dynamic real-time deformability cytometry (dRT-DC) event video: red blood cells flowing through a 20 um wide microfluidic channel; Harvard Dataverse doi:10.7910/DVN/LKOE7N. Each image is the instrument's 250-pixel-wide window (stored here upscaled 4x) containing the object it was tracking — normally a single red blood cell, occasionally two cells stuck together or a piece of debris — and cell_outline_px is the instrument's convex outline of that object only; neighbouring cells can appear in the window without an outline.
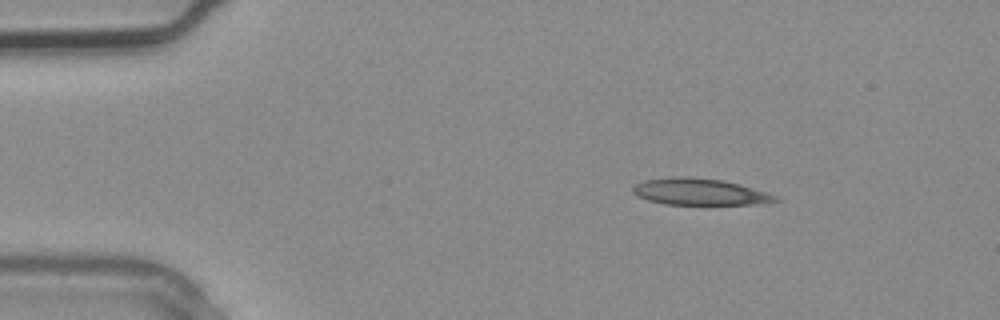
{"species": "common noctule bat (a hibernating species)", "species_latin": "Nyctalus noctula", "temperature_condition": "warm", "stored_images_in_passage": 2, "camera_frame_rate_fps": 3000, "um_per_image_px": 0.085, "animal": {"sex": "male", "body_mass_g": 20.4}, "frame": {"image": 1, "passage_image": 2, "time_ms": 0.333, "image_size_px": [1000, 320], "cell_outline_px": [[780, 200], [768, 204], [664, 204], [648, 200], [636, 196], [632, 192], [632, 188], [636, 184], [644, 180], [676, 176], [688, 176], [724, 180], [740, 184], [776, 196]], "centroid_in_image_um": [59.46, 16.3], "position_along_channel_um": 25.5, "area_um2": 22.14}}